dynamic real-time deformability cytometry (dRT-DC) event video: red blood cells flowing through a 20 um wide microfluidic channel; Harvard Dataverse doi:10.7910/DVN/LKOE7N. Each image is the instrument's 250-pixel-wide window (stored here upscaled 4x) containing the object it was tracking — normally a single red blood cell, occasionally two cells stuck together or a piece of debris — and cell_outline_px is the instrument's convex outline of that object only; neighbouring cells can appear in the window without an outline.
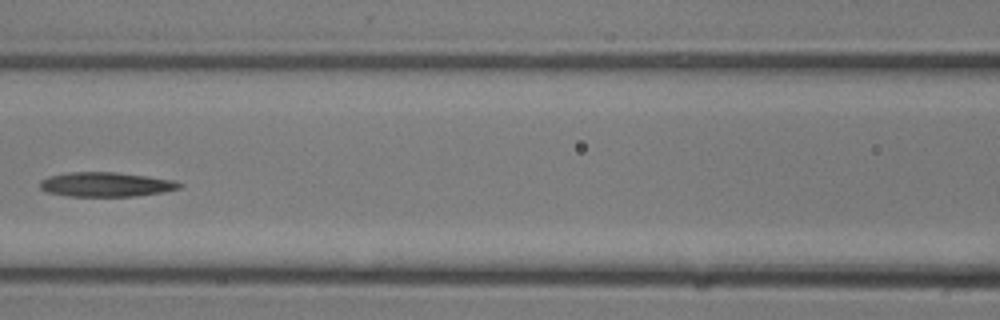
{"species": "common noctule bat (a hibernating species)", "species_latin": "Nyctalus noctula", "temperature_condition": "room temperature", "stored_images_in_passage": 25, "camera_frame_rate_fps": 3000, "um_per_image_px": 0.085, "animal": {"sex": "male", "body_mass_g": 13.3}, "frame": {"image": 1, "passage_image": 11, "time_ms": 3.333, "image_size_px": [1000, 320], "cell_outline_px": [[184, 184], [180, 188], [164, 192], [136, 196], [68, 196], [44, 192], [40, 188], [40, 180], [48, 176], [68, 172], [116, 172], [148, 176], [176, 180]], "centroid_in_image_um": [9.01, 15.67], "position_along_channel_um": 157.6, "area_um2": 20.17}}